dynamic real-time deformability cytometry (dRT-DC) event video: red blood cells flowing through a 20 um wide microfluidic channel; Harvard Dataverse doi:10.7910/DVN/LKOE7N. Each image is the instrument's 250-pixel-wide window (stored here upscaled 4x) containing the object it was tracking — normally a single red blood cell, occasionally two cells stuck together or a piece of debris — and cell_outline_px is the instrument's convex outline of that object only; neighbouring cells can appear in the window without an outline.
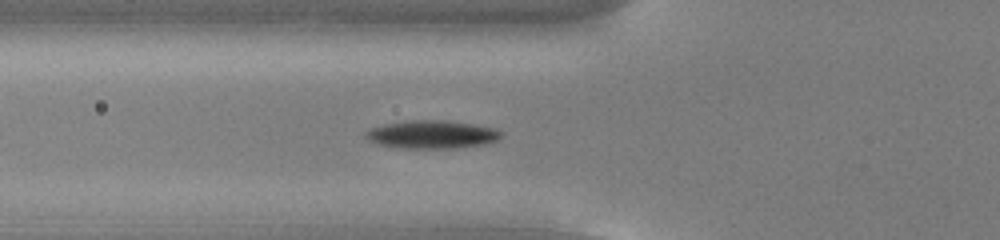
{"species": "common noctule bat (a hibernating species)", "species_latin": "Nyctalus noctula", "temperature_condition": "cold", "stored_images_in_passage": 42, "camera_frame_rate_fps": 3000, "um_per_image_px": 0.085, "animal": {"sex": "male", "body_mass_g": 13.0, "forearm_length_mm": 53.1}, "frame": {"image": 1, "passage_image": 8, "time_ms": 2.333, "image_size_px": [1000, 240], "cell_outline_px": [[504, 132], [496, 140], [484, 144], [456, 148], [400, 148], [376, 144], [368, 140], [364, 136], [364, 132], [368, 128], [384, 124], [412, 120], [444, 120], [472, 124], [496, 128]], "centroid_in_image_um": [36.66, 11.43], "position_along_channel_um": 89.1, "area_um2": 22.31}}
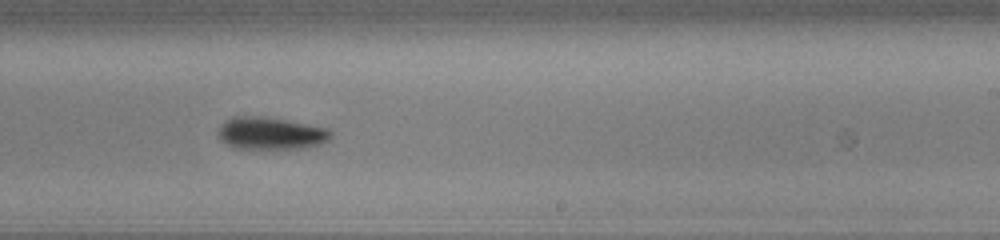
{"frame": {"image": 2, "passage_image": 22, "time_ms": 7.0, "image_size_px": [1000, 240], "cell_outline_px": [[332, 136], [328, 140], [320, 144], [308, 148], [276, 152], [232, 148], [220, 140], [216, 132], [220, 124], [224, 120], [232, 116], [264, 116], [328, 128], [332, 132]], "centroid_in_image_um": [22.97, 11.39], "position_along_channel_um": 266.0, "area_um2": 22.6}}
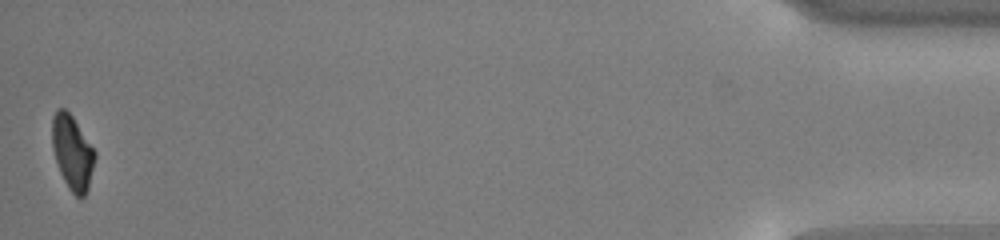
{"frame": {"image": 3, "passage_image": 42, "time_ms": 13.667, "image_size_px": [1000, 240], "cell_outline_px": [[96, 156], [88, 188], [84, 196], [80, 200], [68, 188], [60, 172], [52, 148], [52, 116], [56, 108], [64, 108], [72, 116], [96, 152]], "centroid_in_image_um": [6.14, 12.96], "position_along_channel_um": 429.1, "area_um2": 18.5}, "authors_computed_cell_mechanics": {"area_um2": 20.8369, "velocity_mm_per_s": 3.7901, "shape_relaxation_time_tau1_ms": 2.0177, "shape_relaxation_time_tau2_ms": null, "deformation_change_tau1": 0.1426, "deformation_change_tau2": null}}